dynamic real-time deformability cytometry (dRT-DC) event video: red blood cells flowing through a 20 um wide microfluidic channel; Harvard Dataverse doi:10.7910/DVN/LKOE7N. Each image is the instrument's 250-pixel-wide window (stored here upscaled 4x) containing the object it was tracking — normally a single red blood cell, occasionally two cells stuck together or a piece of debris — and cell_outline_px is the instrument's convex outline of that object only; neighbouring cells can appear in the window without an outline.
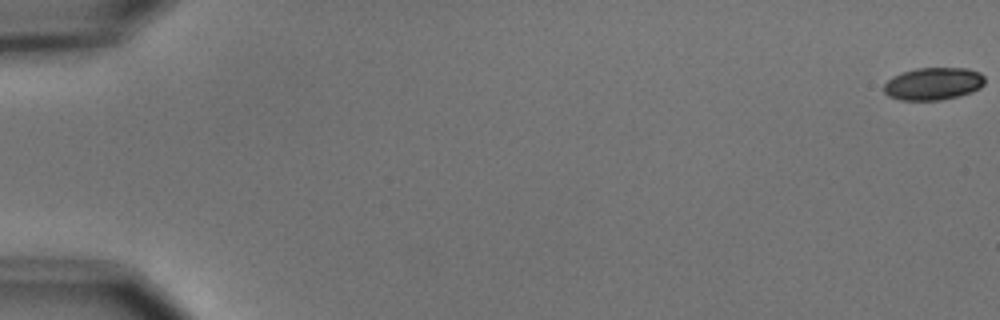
{"species": "common noctule bat (a hibernating species)", "species_latin": "Nyctalus noctula", "temperature_condition": "cold", "stored_images_in_passage": 6, "camera_frame_rate_fps": 3000, "um_per_image_px": 0.085, "animal": {"sex": "male", "body_mass_g": 15.6}, "frame": {"image": 1, "passage_image": 1, "time_ms": 0.0, "image_size_px": [1000, 320], "cell_outline_px": [[984, 84], [980, 88], [972, 92], [960, 96], [940, 100], [900, 100], [888, 96], [884, 92], [884, 84], [892, 76], [916, 68], [964, 68], [980, 72], [984, 76]], "centroid_in_image_um": [79.33, 7.12], "position_along_channel_um": 5.7, "area_um2": 19.19}}
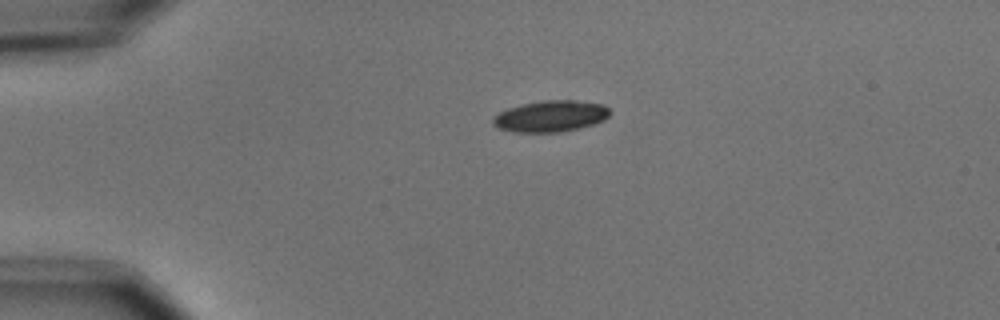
{"frame": {"image": 2, "passage_image": 5, "time_ms": 4.333, "image_size_px": [1000, 320], "cell_outline_px": [[612, 112], [604, 120], [580, 128], [560, 132], [512, 132], [500, 128], [492, 124], [492, 120], [500, 112], [508, 108], [520, 104], [544, 100], [576, 100], [604, 104]], "centroid_in_image_um": [46.83, 9.87], "position_along_channel_um": 38.2, "area_um2": 21.39}}